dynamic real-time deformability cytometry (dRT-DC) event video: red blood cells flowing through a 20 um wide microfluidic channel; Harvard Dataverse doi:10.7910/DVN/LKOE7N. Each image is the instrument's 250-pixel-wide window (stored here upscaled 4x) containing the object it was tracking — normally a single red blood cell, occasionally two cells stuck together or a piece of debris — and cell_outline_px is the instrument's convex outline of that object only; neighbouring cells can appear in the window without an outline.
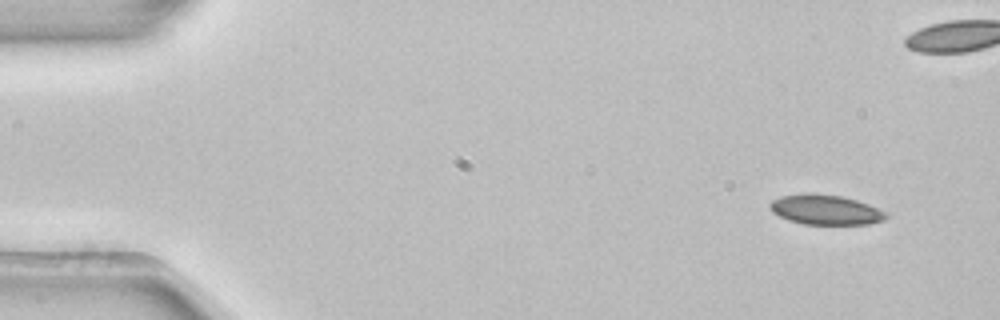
{"species": "common noctule bat (a hibernating species)", "species_latin": "Nyctalus noctula", "temperature_condition": "room temperature", "stored_images_in_passage": 5, "camera_frame_rate_fps": 3000, "um_per_image_px": 0.085, "animal": {"sex": "female", "body_mass_g": 22.7, "forearm_length_mm": 54.2}, "frame": {"image": 1, "passage_image": 1, "time_ms": 0.0, "image_size_px": [1000, 320], "cell_outline_px": [[888, 216], [884, 220], [868, 224], [804, 224], [788, 220], [772, 212], [768, 208], [768, 204], [772, 200], [780, 196], [804, 192], [840, 196], [856, 200], [868, 204], [884, 212]], "centroid_in_image_um": [70.1, 17.82], "position_along_channel_um": 14.9, "area_um2": 20.23}}